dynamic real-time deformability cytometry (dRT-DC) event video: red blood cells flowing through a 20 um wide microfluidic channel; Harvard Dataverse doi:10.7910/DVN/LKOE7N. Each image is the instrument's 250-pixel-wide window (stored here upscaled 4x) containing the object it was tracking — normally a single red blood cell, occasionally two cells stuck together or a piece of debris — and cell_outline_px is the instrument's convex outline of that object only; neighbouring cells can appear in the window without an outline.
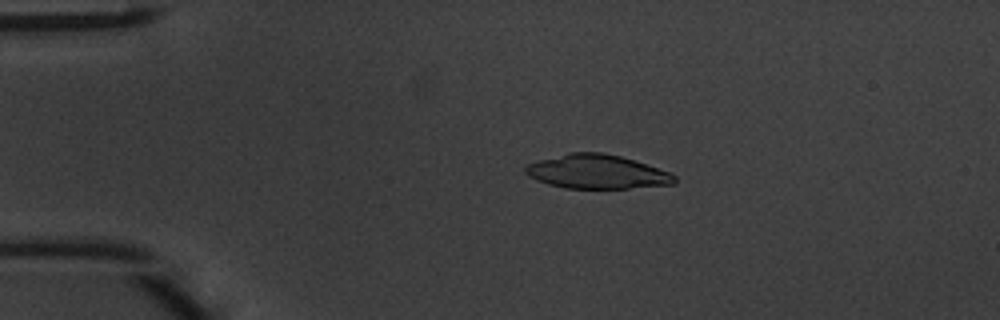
{"species": "common noctule bat (a hibernating species)", "species_latin": "Nyctalus noctula", "temperature_condition": "warm", "stored_images_in_passage": 46, "camera_frame_rate_fps": 3000, "um_per_image_px": 0.085, "animal": {"sex": "male", "body_mass_g": 20.1, "forearm_length_mm": 53.5}, "frame": {"image": 1, "passage_image": 9, "time_ms": 2.667, "image_size_px": [1000, 320], "cell_outline_px": [[676, 184], [628, 188], [564, 188], [548, 184], [536, 180], [528, 176], [524, 172], [524, 168], [528, 164], [540, 160], [568, 152], [604, 152], [620, 156], [672, 172], [676, 176]], "centroid_in_image_um": [50.75, 14.6], "position_along_channel_um": 34.2, "area_um2": 29.65}}